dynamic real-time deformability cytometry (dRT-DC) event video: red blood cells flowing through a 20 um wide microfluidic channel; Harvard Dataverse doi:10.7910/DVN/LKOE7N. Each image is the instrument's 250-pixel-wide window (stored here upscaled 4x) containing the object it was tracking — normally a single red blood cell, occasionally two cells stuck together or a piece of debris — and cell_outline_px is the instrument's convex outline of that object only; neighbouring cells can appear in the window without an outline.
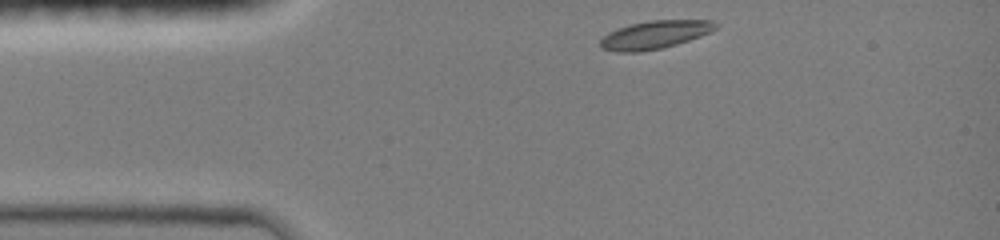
{"species": "common noctule bat (a hibernating species)", "species_latin": "Nyctalus noctula", "temperature_condition": "room temperature", "stored_images_in_passage": 24, "camera_frame_rate_fps": 3000, "um_per_image_px": 0.085, "animal": {"sex": "female", "body_mass_g": 19.0, "forearm_length_mm": 51.5}, "frame": {"image": 1, "passage_image": 1, "time_ms": 0.0, "image_size_px": [1000, 240], "cell_outline_px": [[720, 24], [716, 28], [700, 36], [676, 44], [660, 48], [640, 52], [616, 52], [600, 48], [600, 40], [608, 32], [628, 24], [648, 20], [712, 20]], "centroid_in_image_um": [55.63, 2.94], "position_along_channel_um": 29.4, "area_um2": 18.9}}
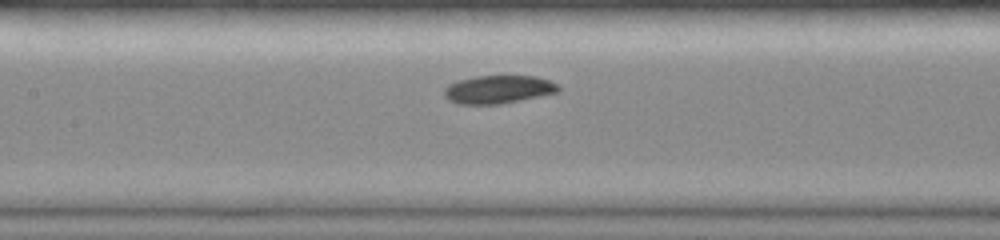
{"frame": {"image": 2, "passage_image": 14, "time_ms": 4.333, "image_size_px": [1000, 240], "cell_outline_px": [[560, 92], [500, 104], [456, 104], [448, 100], [444, 96], [444, 88], [448, 84], [456, 80], [476, 76], [536, 76], [548, 80], [556, 84], [560, 88]], "centroid_in_image_um": [42.31, 7.6], "position_along_channel_um": 165.1, "area_um2": 18.84}}
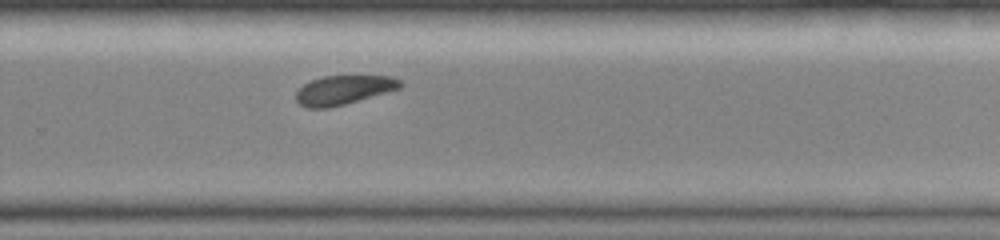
{"frame": {"image": 3, "passage_image": 24, "time_ms": 7.667, "image_size_px": [1000, 240], "cell_outline_px": [[404, 84], [400, 88], [388, 92], [344, 104], [328, 108], [304, 108], [296, 100], [296, 92], [308, 80], [324, 76], [392, 76], [400, 80]], "centroid_in_image_um": [29.19, 7.64], "position_along_channel_um": 300.6, "area_um2": 17.74}}